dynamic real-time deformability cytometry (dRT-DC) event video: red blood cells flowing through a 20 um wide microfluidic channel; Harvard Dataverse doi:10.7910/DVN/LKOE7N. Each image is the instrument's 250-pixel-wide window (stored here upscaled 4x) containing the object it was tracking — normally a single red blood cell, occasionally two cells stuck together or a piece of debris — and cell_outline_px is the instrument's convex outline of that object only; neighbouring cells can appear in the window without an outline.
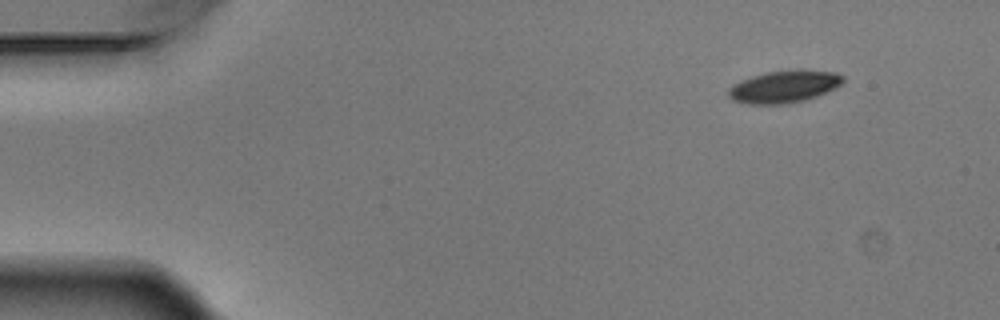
{"species": "Egyptian fruit bat (a non-hibernating species)", "species_latin": "Rousettus aegyptiacus", "temperature_condition": "warm", "stored_images_in_passage": 3, "camera_frame_rate_fps": 3000, "um_per_image_px": 0.085, "animal": {"sex": "male"}, "frame": {"image": 1, "passage_image": 1, "time_ms": 0.0, "image_size_px": [1000, 320], "cell_outline_px": [[844, 80], [836, 88], [816, 96], [804, 100], [780, 104], [748, 104], [732, 100], [728, 96], [728, 88], [732, 84], [740, 80], [752, 76], [768, 72], [836, 72], [844, 76]], "centroid_in_image_um": [66.58, 7.4], "position_along_channel_um": 18.4, "area_um2": 20.81}}